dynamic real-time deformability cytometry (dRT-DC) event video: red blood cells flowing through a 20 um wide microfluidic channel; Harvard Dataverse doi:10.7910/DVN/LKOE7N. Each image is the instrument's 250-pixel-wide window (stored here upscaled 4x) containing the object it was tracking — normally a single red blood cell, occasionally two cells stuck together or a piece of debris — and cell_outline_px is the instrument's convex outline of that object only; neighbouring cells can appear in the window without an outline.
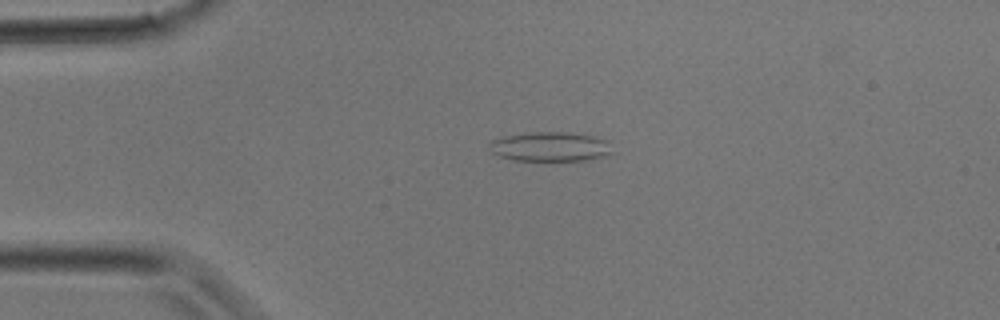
{"species": "common noctule bat (a hibernating species)", "species_latin": "Nyctalus noctula", "temperature_condition": "room temperature", "stored_images_in_passage": 26, "camera_frame_rate_fps": 3000, "um_per_image_px": 0.085, "animal": {"sex": "male", "body_mass_g": 17.9}, "frame": {"image": 1, "passage_image": 2, "time_ms": 0.333, "image_size_px": [1000, 320], "cell_outline_px": [[612, 152], [604, 156], [588, 160], [516, 160], [500, 156], [492, 152], [488, 148], [488, 144], [492, 140], [504, 136], [524, 132], [564, 132], [592, 136], [608, 140]], "centroid_in_image_um": [46.74, 12.46], "position_along_channel_um": 38.3, "area_um2": 21.04}}
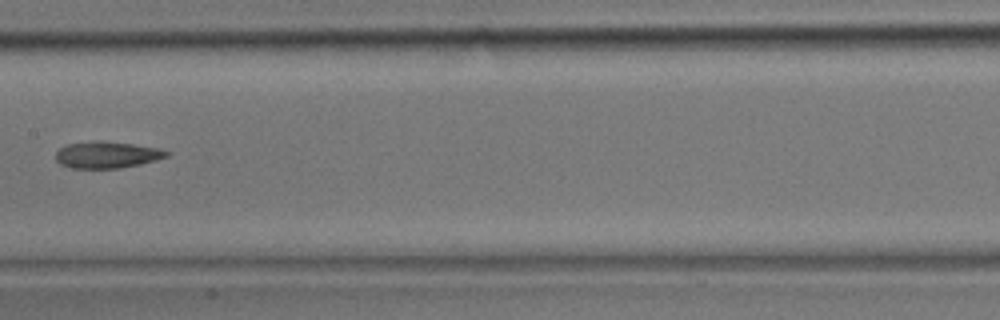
{"frame": {"image": 2, "passage_image": 11, "time_ms": 3.333, "image_size_px": [1000, 320], "cell_outline_px": [[168, 156], [156, 160], [140, 164], [120, 168], [72, 168], [60, 164], [56, 160], [56, 152], [60, 148], [68, 144], [100, 140], [132, 144], [160, 148], [168, 152]], "centroid_in_image_um": [9.09, 13.16], "position_along_channel_um": 198.3, "area_um2": 17.11}}
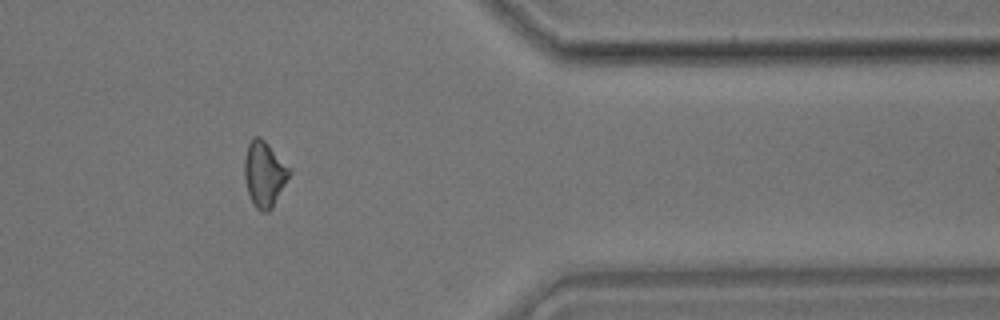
{"frame": {"image": 3, "passage_image": 21, "time_ms": 6.667, "image_size_px": [1000, 320], "cell_outline_px": [[292, 172], [272, 208], [268, 212], [260, 212], [252, 204], [248, 192], [244, 176], [244, 156], [248, 144], [252, 136], [260, 136], [292, 168]], "centroid_in_image_um": [22.47, 14.78], "position_along_channel_um": 388.9, "area_um2": 17.46}}